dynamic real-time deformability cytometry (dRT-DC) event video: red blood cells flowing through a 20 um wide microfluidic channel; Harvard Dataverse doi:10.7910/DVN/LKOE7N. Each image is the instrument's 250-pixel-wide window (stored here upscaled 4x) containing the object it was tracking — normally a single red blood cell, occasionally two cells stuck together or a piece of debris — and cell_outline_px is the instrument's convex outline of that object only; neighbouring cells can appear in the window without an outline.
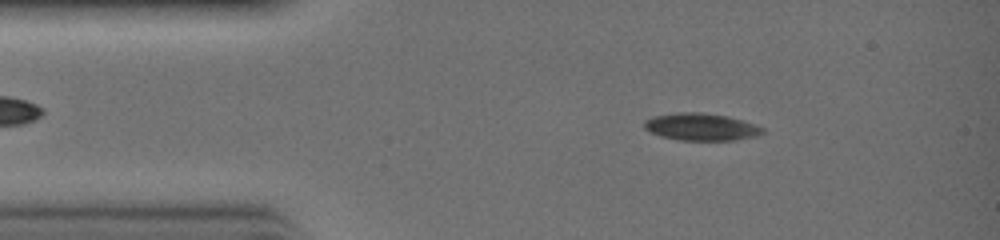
{"species": "common noctule bat (a hibernating species)", "species_latin": "Nyctalus noctula", "temperature_condition": "warm", "stored_images_in_passage": 30, "camera_frame_rate_fps": 3000, "um_per_image_px": 0.085, "animal": {"sex": "female", "body_mass_g": 19.0, "forearm_length_mm": 51.5}, "frame": {"image": 1, "passage_image": 4, "time_ms": 1.0, "image_size_px": [1000, 240], "cell_outline_px": [[764, 132], [756, 136], [736, 140], [680, 140], [660, 136], [644, 128], [644, 120], [656, 116], [680, 112], [696, 112], [724, 116], [740, 120], [764, 128]], "centroid_in_image_um": [59.58, 10.8], "position_along_channel_um": 25.4, "area_um2": 18.38}}
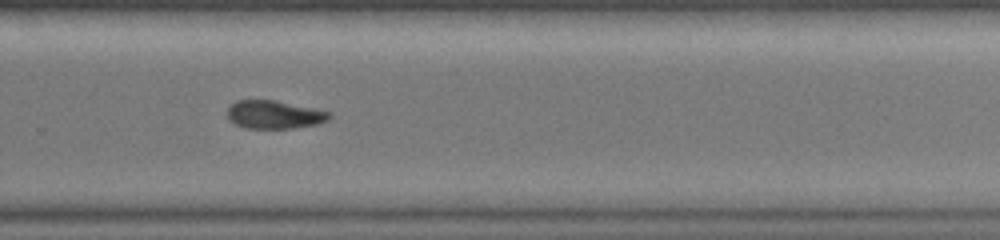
{"frame": {"image": 2, "passage_image": 20, "time_ms": 6.333, "image_size_px": [1000, 240], "cell_outline_px": [[332, 116], [328, 120], [316, 124], [292, 128], [244, 128], [228, 120], [228, 108], [236, 100], [272, 100], [332, 112]], "centroid_in_image_um": [23.3, 9.75], "position_along_channel_um": 306.5, "area_um2": 16.59}}
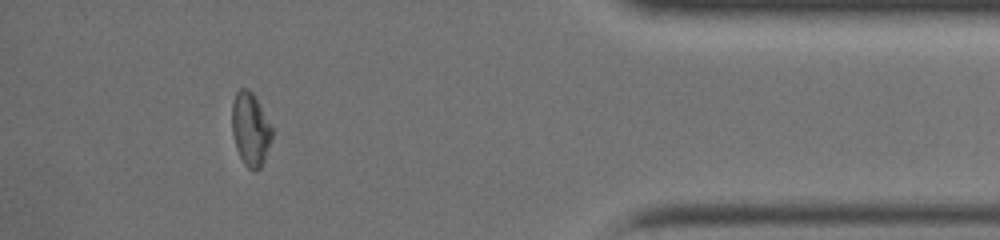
{"frame": {"image": 3, "passage_image": 27, "time_ms": 8.667, "image_size_px": [1000, 240], "cell_outline_px": [[272, 136], [264, 160], [260, 168], [256, 172], [252, 172], [244, 164], [236, 148], [232, 132], [232, 104], [236, 92], [240, 88], [248, 88], [252, 92], [272, 128]], "centroid_in_image_um": [21.27, 11.0], "position_along_channel_um": 413.9, "area_um2": 16.94}}